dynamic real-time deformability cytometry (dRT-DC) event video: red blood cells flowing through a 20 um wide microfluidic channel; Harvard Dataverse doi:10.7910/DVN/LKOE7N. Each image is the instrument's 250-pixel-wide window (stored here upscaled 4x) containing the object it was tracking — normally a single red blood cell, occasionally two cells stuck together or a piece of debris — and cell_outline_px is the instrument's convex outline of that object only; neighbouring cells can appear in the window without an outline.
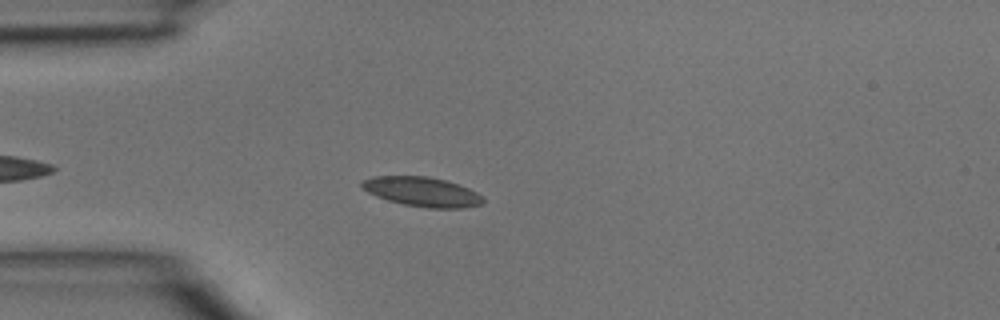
{"species": "common noctule bat (a hibernating species)", "species_latin": "Nyctalus noctula", "temperature_condition": "room temperature", "stored_images_in_passage": 2, "camera_frame_rate_fps": 3000, "um_per_image_px": 0.085, "animal": {"sex": "male", "body_mass_g": 15.6}, "frame": {"image": 1, "passage_image": 2, "time_ms": 0.333, "image_size_px": [1000, 320], "cell_outline_px": [[484, 200], [480, 204], [464, 208], [428, 208], [404, 204], [388, 200], [376, 196], [360, 188], [360, 180], [372, 176], [428, 176], [460, 184], [476, 192]], "centroid_in_image_um": [35.82, 16.29], "position_along_channel_um": 49.2, "area_um2": 20.87}}